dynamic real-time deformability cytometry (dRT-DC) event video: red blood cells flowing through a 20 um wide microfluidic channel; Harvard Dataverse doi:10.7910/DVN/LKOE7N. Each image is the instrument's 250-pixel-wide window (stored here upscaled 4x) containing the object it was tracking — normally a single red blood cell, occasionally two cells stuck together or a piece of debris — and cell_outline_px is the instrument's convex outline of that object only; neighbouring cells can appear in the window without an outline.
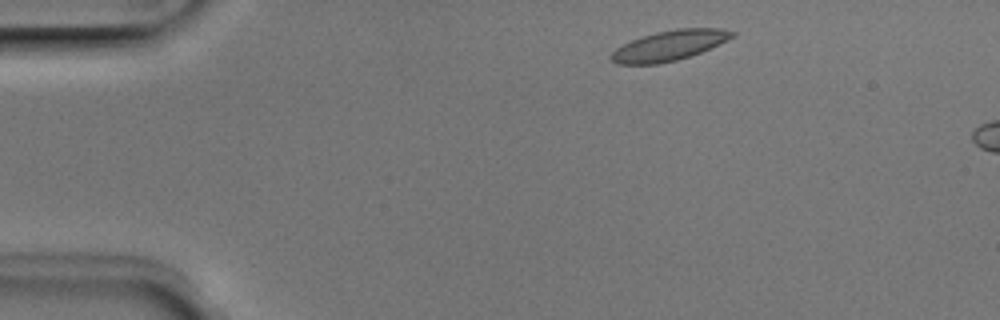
{"species": "Egyptian fruit bat (a non-hibernating species)", "species_latin": "Rousettus aegyptiacus", "temperature_condition": "room temperature", "stored_images_in_passage": 4, "camera_frame_rate_fps": 3000, "um_per_image_px": 0.085, "animal": {"sex": "male"}, "frame": {"image": 1, "passage_image": 1, "time_ms": 0.0, "image_size_px": [1000, 320], "cell_outline_px": [[736, 36], [728, 40], [700, 52], [676, 60], [656, 64], [616, 64], [608, 56], [616, 48], [640, 36], [656, 32], [676, 28], [720, 28], [736, 32]], "centroid_in_image_um": [56.89, 3.86], "position_along_channel_um": 28.1, "area_um2": 21.21}}